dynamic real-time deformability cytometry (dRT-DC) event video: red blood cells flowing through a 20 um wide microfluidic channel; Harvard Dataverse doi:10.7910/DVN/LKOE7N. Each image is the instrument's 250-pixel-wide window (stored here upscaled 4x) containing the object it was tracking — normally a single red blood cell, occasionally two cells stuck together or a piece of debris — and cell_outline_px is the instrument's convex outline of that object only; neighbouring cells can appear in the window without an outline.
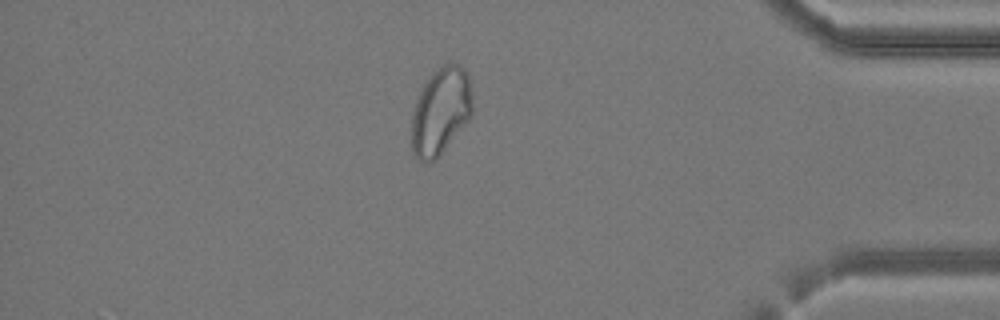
{"species": "common noctule bat (a hibernating species)", "species_latin": "Nyctalus noctula", "temperature_condition": "cold", "stored_images_in_passage": 41, "camera_frame_rate_fps": 3000, "um_per_image_px": 0.085, "animal": {"sex": "female", "body_mass_g": 24.6, "forearm_length_mm": 56.2}, "frame": {"image": 1, "passage_image": 35, "time_ms": 11.333, "image_size_px": [1000, 320], "cell_outline_px": [[472, 116], [440, 156], [436, 160], [424, 164], [412, 152], [412, 112], [416, 100], [424, 84], [432, 72], [436, 68], [444, 64], [460, 64], [468, 72], [472, 92]], "centroid_in_image_um": [37.47, 9.46], "position_along_channel_um": 397.7, "area_um2": 31.33}}